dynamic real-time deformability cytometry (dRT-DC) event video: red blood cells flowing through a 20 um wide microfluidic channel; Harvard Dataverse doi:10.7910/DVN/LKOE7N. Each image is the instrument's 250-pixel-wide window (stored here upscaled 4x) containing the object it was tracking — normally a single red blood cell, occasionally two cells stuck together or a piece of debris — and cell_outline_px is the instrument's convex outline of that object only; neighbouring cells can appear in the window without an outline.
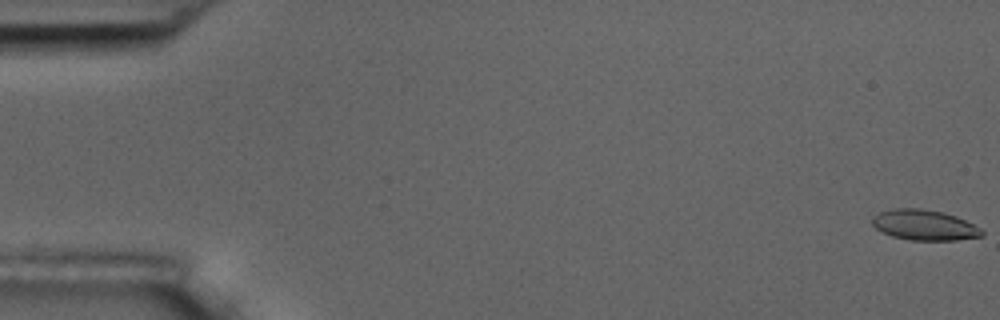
{"species": "common noctule bat (a hibernating species)", "species_latin": "Nyctalus noctula", "temperature_condition": "room temperature", "stored_images_in_passage": 9, "camera_frame_rate_fps": 3000, "um_per_image_px": 0.085, "animal": {"sex": "male", "body_mass_g": 17.5, "forearm_length_mm": 52.3}, "frame": {"image": 1, "passage_image": 1, "time_ms": 0.0, "image_size_px": [1000, 320], "cell_outline_px": [[984, 236], [956, 240], [908, 240], [892, 236], [876, 228], [872, 224], [872, 216], [880, 212], [896, 208], [920, 208], [944, 212], [956, 216], [980, 228], [984, 232]], "centroid_in_image_um": [78.57, 19.13], "position_along_channel_um": 6.4, "area_um2": 19.42}}
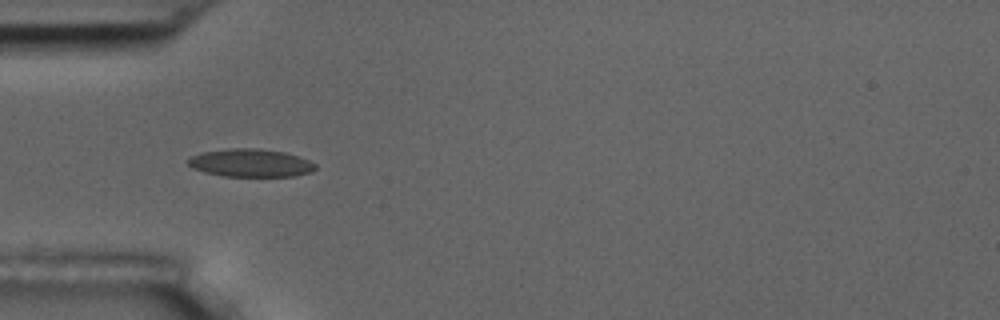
{"frame": {"image": 2, "passage_image": 6, "time_ms": 5.667, "image_size_px": [1000, 320], "cell_outline_px": [[316, 168], [312, 172], [296, 176], [224, 176], [204, 172], [192, 168], [184, 160], [200, 152], [228, 148], [256, 148], [284, 152], [300, 156], [316, 164]], "centroid_in_image_um": [21.28, 13.84], "position_along_channel_um": 63.7, "area_um2": 20.98}}
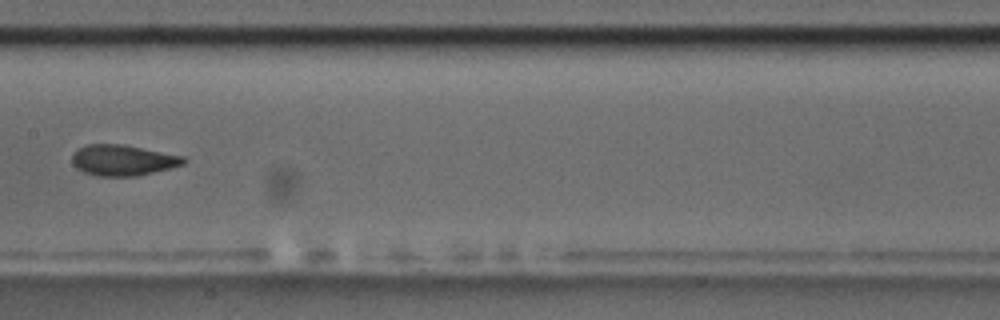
{"frame": {"image": 3, "passage_image": 9, "time_ms": 9.333, "image_size_px": [1000, 320], "cell_outline_px": [[188, 160], [184, 164], [136, 176], [96, 176], [84, 172], [76, 168], [72, 164], [72, 152], [76, 148], [88, 144], [124, 144], [184, 156]], "centroid_in_image_um": [10.4, 13.6], "position_along_channel_um": 197.0, "area_um2": 20.17}}